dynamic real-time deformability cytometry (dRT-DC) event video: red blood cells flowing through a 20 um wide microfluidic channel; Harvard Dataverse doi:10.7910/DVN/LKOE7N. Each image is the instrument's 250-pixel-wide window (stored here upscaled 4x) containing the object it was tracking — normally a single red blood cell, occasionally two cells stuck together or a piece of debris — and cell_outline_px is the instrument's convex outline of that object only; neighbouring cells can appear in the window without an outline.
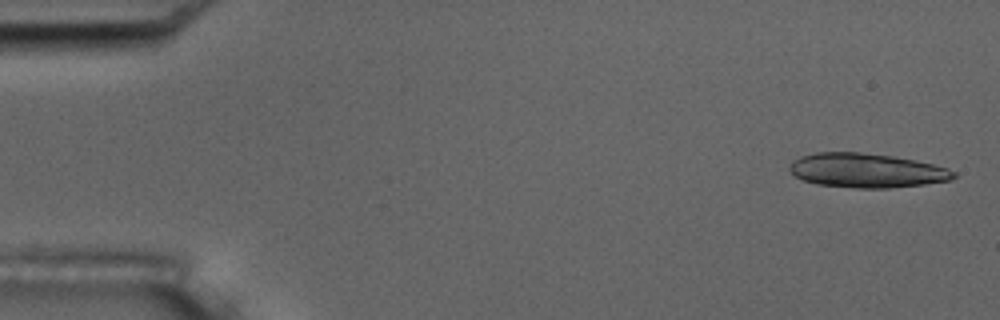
{"species": "common noctule bat (a hibernating species)", "species_latin": "Nyctalus noctula", "temperature_condition": "room temperature", "stored_images_in_passage": 5, "camera_frame_rate_fps": 3000, "um_per_image_px": 0.085, "animal": {"sex": "male", "body_mass_g": 17.5, "forearm_length_mm": 52.3}, "frame": {"image": 1, "passage_image": 1, "time_ms": 0.0, "image_size_px": [1000, 320], "cell_outline_px": [[956, 176], [952, 180], [924, 184], [888, 188], [856, 188], [816, 184], [804, 180], [796, 176], [788, 168], [792, 160], [800, 156], [816, 152], [860, 152], [892, 156], [932, 164], [948, 168], [956, 172]], "centroid_in_image_um": [73.65, 14.49], "position_along_channel_um": 11.4, "area_um2": 32.71}}
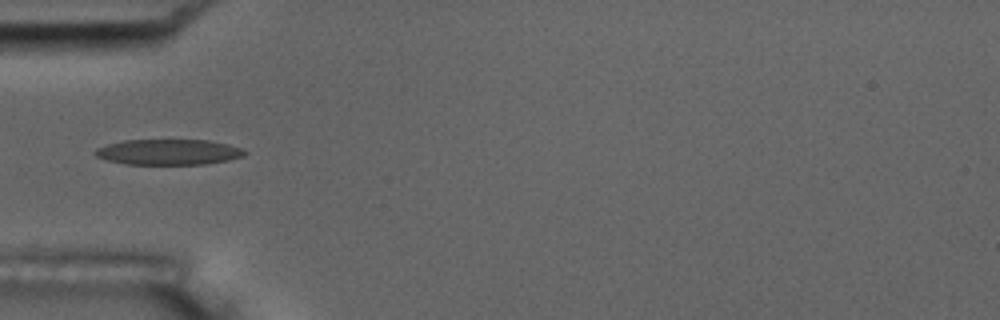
{"frame": {"image": 2, "passage_image": 5, "time_ms": 1.333, "image_size_px": [1000, 320], "cell_outline_px": [[248, 152], [244, 156], [228, 160], [204, 164], [128, 164], [108, 160], [96, 156], [92, 152], [96, 148], [108, 144], [124, 140], [208, 140], [228, 144], [240, 148]], "centroid_in_image_um": [14.33, 12.92], "position_along_channel_um": 70.7, "area_um2": 22.2}}